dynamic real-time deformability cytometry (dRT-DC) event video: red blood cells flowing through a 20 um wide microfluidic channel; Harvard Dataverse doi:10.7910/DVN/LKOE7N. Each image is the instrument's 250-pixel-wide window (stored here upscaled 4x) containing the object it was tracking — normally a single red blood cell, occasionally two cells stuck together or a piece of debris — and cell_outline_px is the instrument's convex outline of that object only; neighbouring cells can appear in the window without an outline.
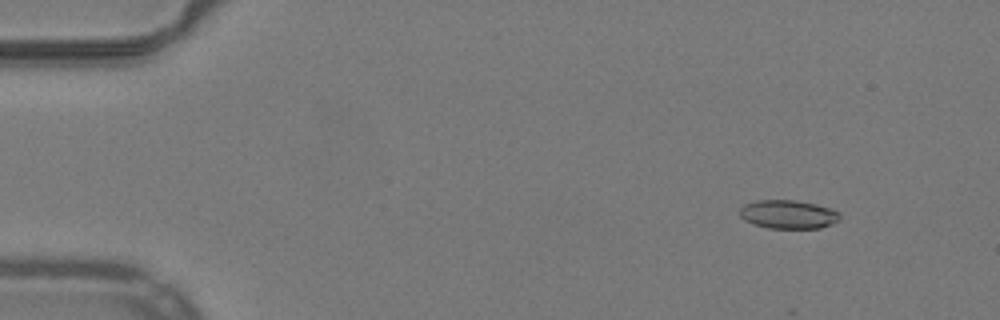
{"species": "common noctule bat (a hibernating species)", "species_latin": "Nyctalus noctula", "temperature_condition": "warm", "stored_images_in_passage": 51, "camera_frame_rate_fps": 3000, "um_per_image_px": 0.085, "animal": {"sex": "male", "body_mass_g": 19.2, "forearm_length_mm": 51.8}, "frame": {"image": 1, "passage_image": 5, "time_ms": 1.333, "image_size_px": [1000, 320], "cell_outline_px": [[840, 220], [832, 224], [820, 228], [768, 228], [752, 224], [744, 220], [740, 216], [740, 208], [744, 204], [756, 200], [796, 200], [816, 204], [832, 208], [840, 212]], "centroid_in_image_um": [67.01, 18.22], "position_along_channel_um": 18.0, "area_um2": 16.94}}
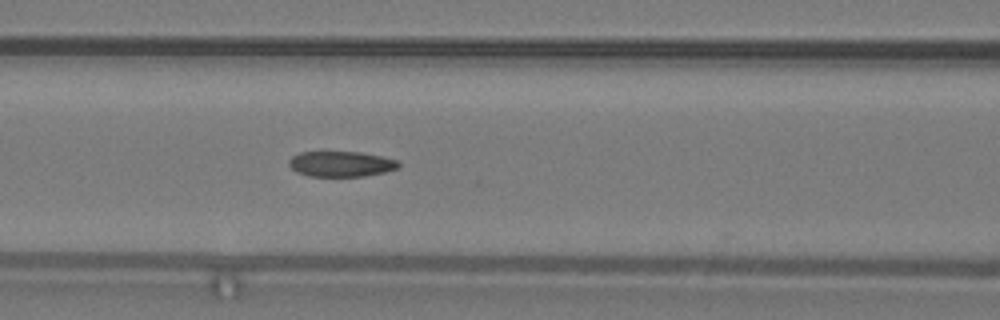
{"frame": {"image": 2, "passage_image": 22, "time_ms": 7.0, "image_size_px": [1000, 320], "cell_outline_px": [[400, 168], [384, 172], [364, 176], [308, 176], [296, 172], [288, 164], [288, 160], [292, 156], [300, 152], [360, 152], [380, 156], [396, 160], [400, 164]], "centroid_in_image_um": [28.97, 13.94], "position_along_channel_um": 137.6, "area_um2": 16.24}}
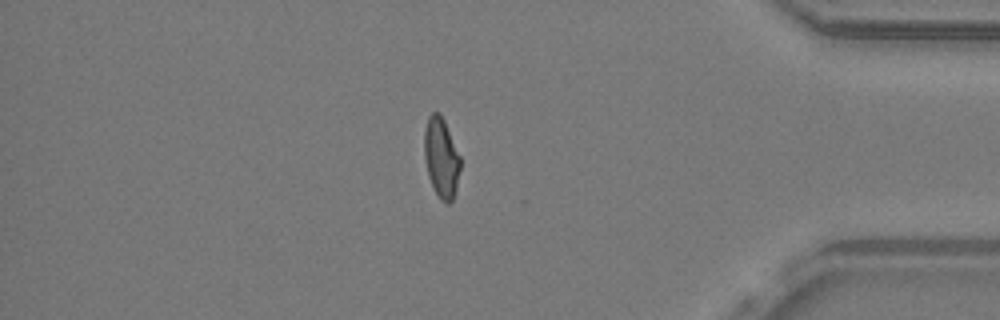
{"frame": {"image": 3, "passage_image": 44, "time_ms": 14.333, "image_size_px": [1000, 320], "cell_outline_px": [[460, 168], [456, 188], [452, 200], [448, 204], [444, 204], [440, 200], [428, 176], [424, 160], [424, 128], [428, 116], [432, 112], [440, 112], [444, 120], [460, 156]], "centroid_in_image_um": [37.49, 13.39], "position_along_channel_um": 397.7, "area_um2": 16.88}, "authors_computed_cell_mechanics": {"area_um2": 17.1088, "velocity_mm_per_s": 3.9872, "shape_relaxation_time_tau1_ms": null, "shape_relaxation_time_tau2_ms": 1.6734, "deformation_change_tau1": null, "deformation_change_tau2": 0.0842}}